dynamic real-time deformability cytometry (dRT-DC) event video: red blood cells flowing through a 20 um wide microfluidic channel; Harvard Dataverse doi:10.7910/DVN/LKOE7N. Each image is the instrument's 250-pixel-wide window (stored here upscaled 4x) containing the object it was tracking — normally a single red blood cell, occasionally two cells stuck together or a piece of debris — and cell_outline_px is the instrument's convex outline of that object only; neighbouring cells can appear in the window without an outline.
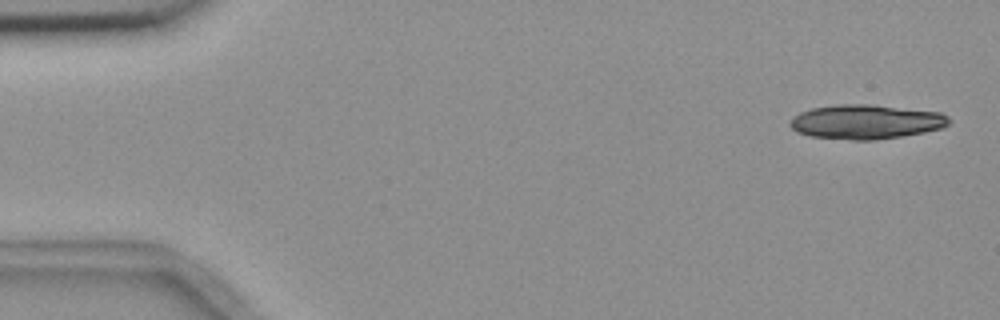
{"species": "common noctule bat (a hibernating species)", "species_latin": "Nyctalus noctula", "temperature_condition": "room temperature", "stored_images_in_passage": 5, "camera_frame_rate_fps": 3000, "um_per_image_px": 0.085, "animal": {"sex": "female", "body_mass_g": 18.4}, "frame": {"image": 1, "passage_image": 1, "time_ms": 0.0, "image_size_px": [1000, 320], "cell_outline_px": [[952, 120], [948, 124], [940, 128], [924, 132], [876, 140], [852, 140], [812, 136], [796, 132], [788, 124], [800, 112], [812, 108], [836, 104], [872, 104], [940, 112], [948, 116]], "centroid_in_image_um": [73.62, 10.34], "position_along_channel_um": 11.4, "area_um2": 31.79}}
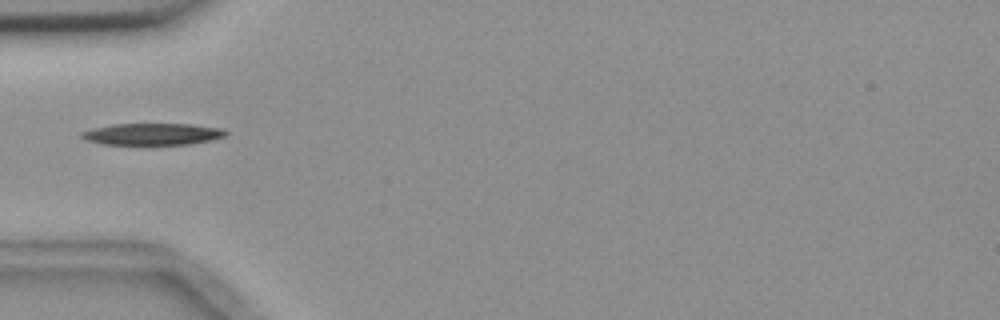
{"frame": {"image": 2, "passage_image": 5, "time_ms": 5.333, "image_size_px": [1000, 320], "cell_outline_px": [[228, 132], [224, 136], [212, 140], [188, 144], [100, 144], [88, 140], [80, 136], [80, 132], [92, 128], [112, 124], [192, 124], [224, 128]], "centroid_in_image_um": [12.97, 11.39], "position_along_channel_um": 72.0, "area_um2": 18.26}}